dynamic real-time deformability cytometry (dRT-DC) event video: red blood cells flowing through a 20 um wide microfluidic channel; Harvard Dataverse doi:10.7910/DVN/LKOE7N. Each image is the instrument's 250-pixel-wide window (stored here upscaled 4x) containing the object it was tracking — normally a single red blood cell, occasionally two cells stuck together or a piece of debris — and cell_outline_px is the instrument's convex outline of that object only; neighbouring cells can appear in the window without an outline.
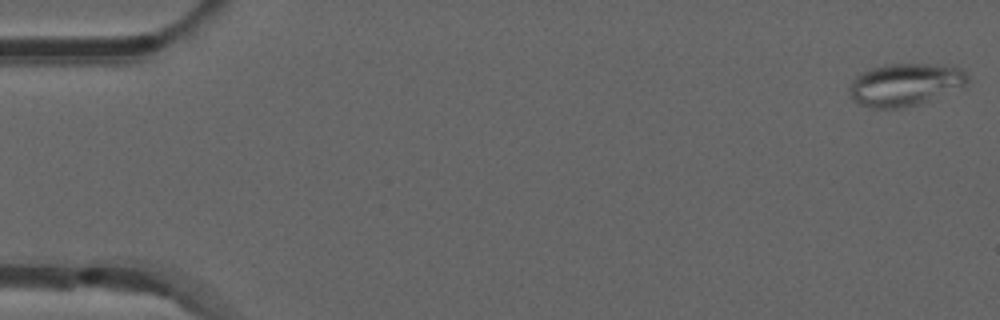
{"species": "common noctule bat (a hibernating species)", "species_latin": "Nyctalus noctula", "temperature_condition": "room temperature", "stored_images_in_passage": 53, "camera_frame_rate_fps": 3000, "um_per_image_px": 0.085, "animal": {"sex": "male", "forearm_length_mm": 52.5}, "frame": {"image": 1, "passage_image": 1, "time_ms": 0.0, "image_size_px": [1000, 320], "cell_outline_px": [[968, 84], [920, 104], [900, 108], [868, 108], [852, 100], [848, 92], [848, 88], [852, 80], [860, 72], [884, 64], [928, 64], [964, 68], [968, 76]], "centroid_in_image_um": [76.89, 7.19], "position_along_channel_um": 8.1, "area_um2": 29.48}}
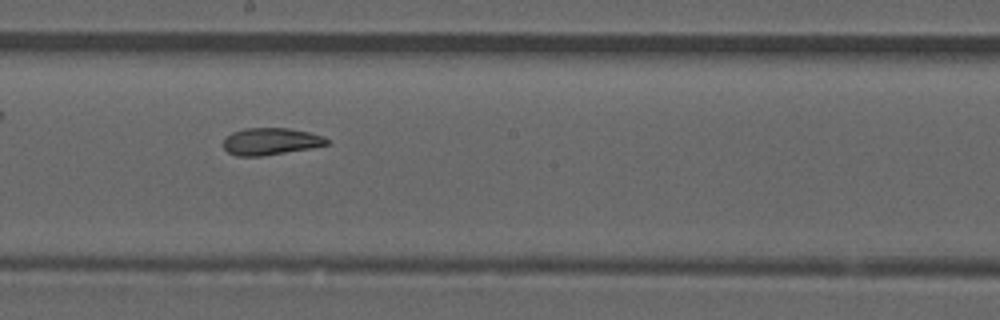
{"frame": {"image": 2, "passage_image": 29, "time_ms": 9.333, "image_size_px": [1000, 320], "cell_outline_px": [[328, 144], [308, 148], [260, 156], [236, 156], [228, 152], [224, 148], [224, 140], [232, 132], [244, 128], [288, 128], [308, 132], [324, 136], [328, 140]], "centroid_in_image_um": [22.98, 12.01], "position_along_channel_um": 225.2, "area_um2": 16.01}}
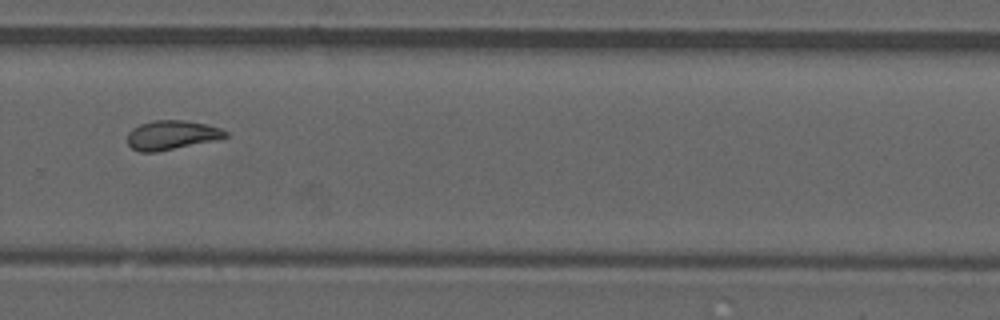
{"frame": {"image": 3, "passage_image": 36, "time_ms": 11.667, "image_size_px": [1000, 320], "cell_outline_px": [[228, 136], [216, 140], [156, 152], [140, 152], [132, 148], [128, 144], [128, 132], [132, 128], [140, 124], [152, 120], [184, 120], [208, 124], [220, 128], [228, 132]], "centroid_in_image_um": [14.59, 11.47], "position_along_channel_um": 315.2, "area_um2": 16.76}, "authors_computed_cell_mechanics": {"area_um2": 17.4556, "velocity_mm_per_s": 3.8671, "shape_relaxation_time_tau1_ms": null, "shape_relaxation_time_tau2_ms": 2.4191, "deformation_change_tau1": null, "deformation_change_tau2": 0.0828}}